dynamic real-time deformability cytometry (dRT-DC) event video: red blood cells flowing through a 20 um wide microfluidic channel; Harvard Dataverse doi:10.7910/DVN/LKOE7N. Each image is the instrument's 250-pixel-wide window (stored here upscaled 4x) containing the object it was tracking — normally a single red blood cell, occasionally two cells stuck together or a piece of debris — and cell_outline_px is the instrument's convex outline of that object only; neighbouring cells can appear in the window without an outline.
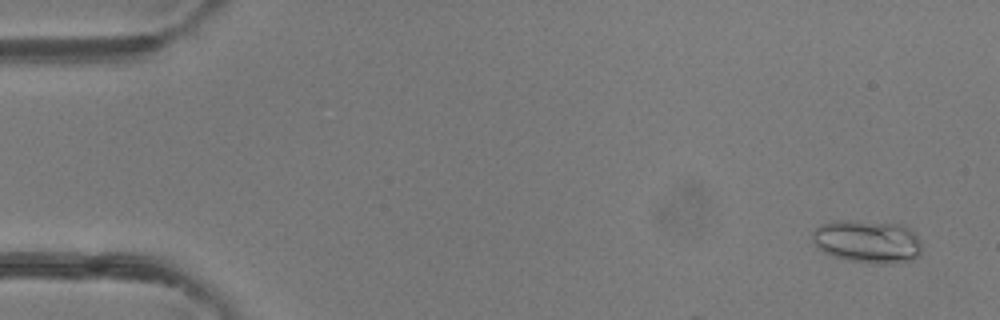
{"species": "common noctule bat (a hibernating species)", "species_latin": "Nyctalus noctula", "temperature_condition": "room temperature", "stored_images_in_passage": 10, "camera_frame_rate_fps": 3000, "um_per_image_px": 0.085, "animal": {"sex": "female"}, "frame": {"image": 1, "passage_image": 1, "time_ms": 0.0, "image_size_px": [1000, 320], "cell_outline_px": [[920, 256], [912, 260], [884, 264], [872, 264], [848, 260], [832, 256], [816, 248], [812, 240], [812, 232], [820, 224], [832, 220], [856, 220], [904, 224], [920, 240]], "centroid_in_image_um": [73.7, 20.52], "position_along_channel_um": 11.3, "area_um2": 27.86}}